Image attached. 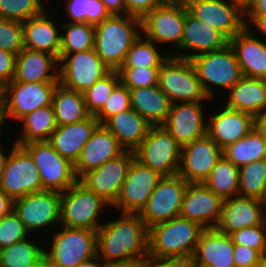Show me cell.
Masks as SVG:
<instances>
[{
  "mask_svg": "<svg viewBox=\"0 0 266 267\" xmlns=\"http://www.w3.org/2000/svg\"><path fill=\"white\" fill-rule=\"evenodd\" d=\"M118 215L97 230V255L104 262H141L149 254V229L139 214Z\"/></svg>",
  "mask_w": 266,
  "mask_h": 267,
  "instance_id": "6da1fadb",
  "label": "cell"
},
{
  "mask_svg": "<svg viewBox=\"0 0 266 267\" xmlns=\"http://www.w3.org/2000/svg\"><path fill=\"white\" fill-rule=\"evenodd\" d=\"M204 230L198 223L175 217L149 228V254L157 259L188 262Z\"/></svg>",
  "mask_w": 266,
  "mask_h": 267,
  "instance_id": "7a4b0ae2",
  "label": "cell"
},
{
  "mask_svg": "<svg viewBox=\"0 0 266 267\" xmlns=\"http://www.w3.org/2000/svg\"><path fill=\"white\" fill-rule=\"evenodd\" d=\"M141 34L140 18L127 14L110 15L95 25L94 50L112 71H118Z\"/></svg>",
  "mask_w": 266,
  "mask_h": 267,
  "instance_id": "3957f363",
  "label": "cell"
},
{
  "mask_svg": "<svg viewBox=\"0 0 266 267\" xmlns=\"http://www.w3.org/2000/svg\"><path fill=\"white\" fill-rule=\"evenodd\" d=\"M44 247L48 267H75L97 255V231L84 228L58 226ZM51 242V243H50ZM50 244V245H48Z\"/></svg>",
  "mask_w": 266,
  "mask_h": 267,
  "instance_id": "277c9868",
  "label": "cell"
},
{
  "mask_svg": "<svg viewBox=\"0 0 266 267\" xmlns=\"http://www.w3.org/2000/svg\"><path fill=\"white\" fill-rule=\"evenodd\" d=\"M108 207L109 211L107 202L77 180L61 193L60 226L97 231L105 221L101 214H107L104 210Z\"/></svg>",
  "mask_w": 266,
  "mask_h": 267,
  "instance_id": "5b68a950",
  "label": "cell"
},
{
  "mask_svg": "<svg viewBox=\"0 0 266 267\" xmlns=\"http://www.w3.org/2000/svg\"><path fill=\"white\" fill-rule=\"evenodd\" d=\"M158 86L172 104L212 101L203 91L190 59L170 55L160 66Z\"/></svg>",
  "mask_w": 266,
  "mask_h": 267,
  "instance_id": "8992f818",
  "label": "cell"
},
{
  "mask_svg": "<svg viewBox=\"0 0 266 267\" xmlns=\"http://www.w3.org/2000/svg\"><path fill=\"white\" fill-rule=\"evenodd\" d=\"M191 60L203 91L211 100L217 97L216 91L219 89L228 91L243 77L236 54L230 44L221 50L197 55Z\"/></svg>",
  "mask_w": 266,
  "mask_h": 267,
  "instance_id": "52a82bcc",
  "label": "cell"
},
{
  "mask_svg": "<svg viewBox=\"0 0 266 267\" xmlns=\"http://www.w3.org/2000/svg\"><path fill=\"white\" fill-rule=\"evenodd\" d=\"M182 147L162 126H151L147 136L134 150L135 159L161 176L178 174Z\"/></svg>",
  "mask_w": 266,
  "mask_h": 267,
  "instance_id": "ba28073f",
  "label": "cell"
},
{
  "mask_svg": "<svg viewBox=\"0 0 266 267\" xmlns=\"http://www.w3.org/2000/svg\"><path fill=\"white\" fill-rule=\"evenodd\" d=\"M59 82H16L3 87L2 113L8 120L18 121L27 113L52 104L53 93ZM7 120V122H6Z\"/></svg>",
  "mask_w": 266,
  "mask_h": 267,
  "instance_id": "9c48e42d",
  "label": "cell"
},
{
  "mask_svg": "<svg viewBox=\"0 0 266 267\" xmlns=\"http://www.w3.org/2000/svg\"><path fill=\"white\" fill-rule=\"evenodd\" d=\"M9 150L0 177V189L13 201L27 194L43 191L39 171L30 154L14 142Z\"/></svg>",
  "mask_w": 266,
  "mask_h": 267,
  "instance_id": "30bf717a",
  "label": "cell"
},
{
  "mask_svg": "<svg viewBox=\"0 0 266 267\" xmlns=\"http://www.w3.org/2000/svg\"><path fill=\"white\" fill-rule=\"evenodd\" d=\"M112 70L93 49L72 54H59V84L84 93Z\"/></svg>",
  "mask_w": 266,
  "mask_h": 267,
  "instance_id": "8fae6325",
  "label": "cell"
},
{
  "mask_svg": "<svg viewBox=\"0 0 266 267\" xmlns=\"http://www.w3.org/2000/svg\"><path fill=\"white\" fill-rule=\"evenodd\" d=\"M32 157L44 190L65 192L78 179L74 164L62 157L48 141L21 145Z\"/></svg>",
  "mask_w": 266,
  "mask_h": 267,
  "instance_id": "7c38bea8",
  "label": "cell"
},
{
  "mask_svg": "<svg viewBox=\"0 0 266 267\" xmlns=\"http://www.w3.org/2000/svg\"><path fill=\"white\" fill-rule=\"evenodd\" d=\"M60 200V192L43 190L14 200L13 210L30 235L40 231L42 236L43 229L60 225Z\"/></svg>",
  "mask_w": 266,
  "mask_h": 267,
  "instance_id": "4fadbf2b",
  "label": "cell"
},
{
  "mask_svg": "<svg viewBox=\"0 0 266 267\" xmlns=\"http://www.w3.org/2000/svg\"><path fill=\"white\" fill-rule=\"evenodd\" d=\"M185 19L186 7L167 2L141 19L142 35L158 46L169 44L174 49H178L179 52L173 50L170 55L180 58Z\"/></svg>",
  "mask_w": 266,
  "mask_h": 267,
  "instance_id": "5bb4252c",
  "label": "cell"
},
{
  "mask_svg": "<svg viewBox=\"0 0 266 267\" xmlns=\"http://www.w3.org/2000/svg\"><path fill=\"white\" fill-rule=\"evenodd\" d=\"M188 186L181 176H163L139 213L149 229L153 225L180 216L185 190Z\"/></svg>",
  "mask_w": 266,
  "mask_h": 267,
  "instance_id": "9a60e30c",
  "label": "cell"
},
{
  "mask_svg": "<svg viewBox=\"0 0 266 267\" xmlns=\"http://www.w3.org/2000/svg\"><path fill=\"white\" fill-rule=\"evenodd\" d=\"M162 177L158 172L134 158L118 198L112 206L117 211L115 213L139 214Z\"/></svg>",
  "mask_w": 266,
  "mask_h": 267,
  "instance_id": "2e32d148",
  "label": "cell"
},
{
  "mask_svg": "<svg viewBox=\"0 0 266 267\" xmlns=\"http://www.w3.org/2000/svg\"><path fill=\"white\" fill-rule=\"evenodd\" d=\"M134 158L133 151L125 150L116 158L85 173L79 181L95 195H98L107 202L112 208L118 198L121 186L127 177L129 166Z\"/></svg>",
  "mask_w": 266,
  "mask_h": 267,
  "instance_id": "e0dca14e",
  "label": "cell"
},
{
  "mask_svg": "<svg viewBox=\"0 0 266 267\" xmlns=\"http://www.w3.org/2000/svg\"><path fill=\"white\" fill-rule=\"evenodd\" d=\"M222 157V149L206 134L182 146L178 175L188 183H204Z\"/></svg>",
  "mask_w": 266,
  "mask_h": 267,
  "instance_id": "ac0fdd59",
  "label": "cell"
},
{
  "mask_svg": "<svg viewBox=\"0 0 266 267\" xmlns=\"http://www.w3.org/2000/svg\"><path fill=\"white\" fill-rule=\"evenodd\" d=\"M188 12L228 40L246 28L245 12L228 0H198L187 6Z\"/></svg>",
  "mask_w": 266,
  "mask_h": 267,
  "instance_id": "d6986e66",
  "label": "cell"
},
{
  "mask_svg": "<svg viewBox=\"0 0 266 267\" xmlns=\"http://www.w3.org/2000/svg\"><path fill=\"white\" fill-rule=\"evenodd\" d=\"M206 102L172 104L162 125L182 147L207 134Z\"/></svg>",
  "mask_w": 266,
  "mask_h": 267,
  "instance_id": "ffe728a7",
  "label": "cell"
},
{
  "mask_svg": "<svg viewBox=\"0 0 266 267\" xmlns=\"http://www.w3.org/2000/svg\"><path fill=\"white\" fill-rule=\"evenodd\" d=\"M223 200L204 183H188L180 217L198 223L204 229L215 228L221 217Z\"/></svg>",
  "mask_w": 266,
  "mask_h": 267,
  "instance_id": "44dd1931",
  "label": "cell"
},
{
  "mask_svg": "<svg viewBox=\"0 0 266 267\" xmlns=\"http://www.w3.org/2000/svg\"><path fill=\"white\" fill-rule=\"evenodd\" d=\"M220 107L207 116V135L224 149L249 134L255 125L253 115L230 109L224 104Z\"/></svg>",
  "mask_w": 266,
  "mask_h": 267,
  "instance_id": "7402d4cb",
  "label": "cell"
},
{
  "mask_svg": "<svg viewBox=\"0 0 266 267\" xmlns=\"http://www.w3.org/2000/svg\"><path fill=\"white\" fill-rule=\"evenodd\" d=\"M228 44L229 40L220 31L192 16L186 7L180 58L191 60L197 55L221 50Z\"/></svg>",
  "mask_w": 266,
  "mask_h": 267,
  "instance_id": "603a6c76",
  "label": "cell"
},
{
  "mask_svg": "<svg viewBox=\"0 0 266 267\" xmlns=\"http://www.w3.org/2000/svg\"><path fill=\"white\" fill-rule=\"evenodd\" d=\"M125 149L118 139L102 124L92 133L74 164V172L79 180L85 173L96 169L105 162L121 155Z\"/></svg>",
  "mask_w": 266,
  "mask_h": 267,
  "instance_id": "cb8c5ba5",
  "label": "cell"
},
{
  "mask_svg": "<svg viewBox=\"0 0 266 267\" xmlns=\"http://www.w3.org/2000/svg\"><path fill=\"white\" fill-rule=\"evenodd\" d=\"M265 220L260 199L238 195L223 201L221 217L215 228L230 235L245 227L261 225Z\"/></svg>",
  "mask_w": 266,
  "mask_h": 267,
  "instance_id": "d4e9b609",
  "label": "cell"
},
{
  "mask_svg": "<svg viewBox=\"0 0 266 267\" xmlns=\"http://www.w3.org/2000/svg\"><path fill=\"white\" fill-rule=\"evenodd\" d=\"M234 244L230 235L216 228L204 229L199 237L190 266L235 267Z\"/></svg>",
  "mask_w": 266,
  "mask_h": 267,
  "instance_id": "484cf974",
  "label": "cell"
},
{
  "mask_svg": "<svg viewBox=\"0 0 266 267\" xmlns=\"http://www.w3.org/2000/svg\"><path fill=\"white\" fill-rule=\"evenodd\" d=\"M242 75L266 80V41L255 36L247 27L229 40Z\"/></svg>",
  "mask_w": 266,
  "mask_h": 267,
  "instance_id": "4316f807",
  "label": "cell"
},
{
  "mask_svg": "<svg viewBox=\"0 0 266 267\" xmlns=\"http://www.w3.org/2000/svg\"><path fill=\"white\" fill-rule=\"evenodd\" d=\"M23 22L24 47L42 51L59 59L61 48V24H57L49 9Z\"/></svg>",
  "mask_w": 266,
  "mask_h": 267,
  "instance_id": "83f0119b",
  "label": "cell"
},
{
  "mask_svg": "<svg viewBox=\"0 0 266 267\" xmlns=\"http://www.w3.org/2000/svg\"><path fill=\"white\" fill-rule=\"evenodd\" d=\"M16 82H59V59L46 52L23 48L16 55Z\"/></svg>",
  "mask_w": 266,
  "mask_h": 267,
  "instance_id": "f1b7e54d",
  "label": "cell"
},
{
  "mask_svg": "<svg viewBox=\"0 0 266 267\" xmlns=\"http://www.w3.org/2000/svg\"><path fill=\"white\" fill-rule=\"evenodd\" d=\"M98 125L96 117L90 115L80 122L57 126L48 142L62 157L75 164Z\"/></svg>",
  "mask_w": 266,
  "mask_h": 267,
  "instance_id": "f546056e",
  "label": "cell"
},
{
  "mask_svg": "<svg viewBox=\"0 0 266 267\" xmlns=\"http://www.w3.org/2000/svg\"><path fill=\"white\" fill-rule=\"evenodd\" d=\"M223 101L226 107L255 117L266 107V80L243 76L227 91Z\"/></svg>",
  "mask_w": 266,
  "mask_h": 267,
  "instance_id": "4dcf8cb0",
  "label": "cell"
},
{
  "mask_svg": "<svg viewBox=\"0 0 266 267\" xmlns=\"http://www.w3.org/2000/svg\"><path fill=\"white\" fill-rule=\"evenodd\" d=\"M102 125L118 139L125 150L133 152L151 128V125L133 108L111 116Z\"/></svg>",
  "mask_w": 266,
  "mask_h": 267,
  "instance_id": "1f68e13d",
  "label": "cell"
},
{
  "mask_svg": "<svg viewBox=\"0 0 266 267\" xmlns=\"http://www.w3.org/2000/svg\"><path fill=\"white\" fill-rule=\"evenodd\" d=\"M130 90L131 108L151 126L163 125L172 103L158 85Z\"/></svg>",
  "mask_w": 266,
  "mask_h": 267,
  "instance_id": "d6a6232c",
  "label": "cell"
},
{
  "mask_svg": "<svg viewBox=\"0 0 266 267\" xmlns=\"http://www.w3.org/2000/svg\"><path fill=\"white\" fill-rule=\"evenodd\" d=\"M18 122L22 123L21 129L15 133L19 136H15L16 138L13 140H15V144L20 146L31 142L49 141L57 127L52 104L27 113Z\"/></svg>",
  "mask_w": 266,
  "mask_h": 267,
  "instance_id": "836d02e7",
  "label": "cell"
},
{
  "mask_svg": "<svg viewBox=\"0 0 266 267\" xmlns=\"http://www.w3.org/2000/svg\"><path fill=\"white\" fill-rule=\"evenodd\" d=\"M37 241L34 240V235H30L1 249L0 267H41L45 263V244L44 241L40 242V239Z\"/></svg>",
  "mask_w": 266,
  "mask_h": 267,
  "instance_id": "e575fe53",
  "label": "cell"
},
{
  "mask_svg": "<svg viewBox=\"0 0 266 267\" xmlns=\"http://www.w3.org/2000/svg\"><path fill=\"white\" fill-rule=\"evenodd\" d=\"M57 126L80 122L90 116L83 93L58 84L52 97Z\"/></svg>",
  "mask_w": 266,
  "mask_h": 267,
  "instance_id": "d590c367",
  "label": "cell"
},
{
  "mask_svg": "<svg viewBox=\"0 0 266 267\" xmlns=\"http://www.w3.org/2000/svg\"><path fill=\"white\" fill-rule=\"evenodd\" d=\"M222 154L225 159L240 168L245 164L265 159L266 139L254 128L242 139L222 149Z\"/></svg>",
  "mask_w": 266,
  "mask_h": 267,
  "instance_id": "8d00e7d4",
  "label": "cell"
},
{
  "mask_svg": "<svg viewBox=\"0 0 266 267\" xmlns=\"http://www.w3.org/2000/svg\"><path fill=\"white\" fill-rule=\"evenodd\" d=\"M204 184L223 201L239 195V167L222 157Z\"/></svg>",
  "mask_w": 266,
  "mask_h": 267,
  "instance_id": "74e56055",
  "label": "cell"
},
{
  "mask_svg": "<svg viewBox=\"0 0 266 267\" xmlns=\"http://www.w3.org/2000/svg\"><path fill=\"white\" fill-rule=\"evenodd\" d=\"M61 23V48L59 54H72L94 48V25L88 23Z\"/></svg>",
  "mask_w": 266,
  "mask_h": 267,
  "instance_id": "f35d334b",
  "label": "cell"
},
{
  "mask_svg": "<svg viewBox=\"0 0 266 267\" xmlns=\"http://www.w3.org/2000/svg\"><path fill=\"white\" fill-rule=\"evenodd\" d=\"M165 54L158 45L141 34L127 52L121 68L160 67L170 52Z\"/></svg>",
  "mask_w": 266,
  "mask_h": 267,
  "instance_id": "ab89813d",
  "label": "cell"
},
{
  "mask_svg": "<svg viewBox=\"0 0 266 267\" xmlns=\"http://www.w3.org/2000/svg\"><path fill=\"white\" fill-rule=\"evenodd\" d=\"M64 1V0H63ZM65 13L69 23L97 25L110 16L101 0H65Z\"/></svg>",
  "mask_w": 266,
  "mask_h": 267,
  "instance_id": "60d3db41",
  "label": "cell"
},
{
  "mask_svg": "<svg viewBox=\"0 0 266 267\" xmlns=\"http://www.w3.org/2000/svg\"><path fill=\"white\" fill-rule=\"evenodd\" d=\"M266 189V161L257 160L239 168V195L261 199Z\"/></svg>",
  "mask_w": 266,
  "mask_h": 267,
  "instance_id": "b9f144b4",
  "label": "cell"
},
{
  "mask_svg": "<svg viewBox=\"0 0 266 267\" xmlns=\"http://www.w3.org/2000/svg\"><path fill=\"white\" fill-rule=\"evenodd\" d=\"M119 83L120 76L118 71H111L83 93L86 108L90 115L95 116L102 109L106 100Z\"/></svg>",
  "mask_w": 266,
  "mask_h": 267,
  "instance_id": "7bdbcfd3",
  "label": "cell"
},
{
  "mask_svg": "<svg viewBox=\"0 0 266 267\" xmlns=\"http://www.w3.org/2000/svg\"><path fill=\"white\" fill-rule=\"evenodd\" d=\"M46 8L43 0H0V18L25 22Z\"/></svg>",
  "mask_w": 266,
  "mask_h": 267,
  "instance_id": "ee69618b",
  "label": "cell"
},
{
  "mask_svg": "<svg viewBox=\"0 0 266 267\" xmlns=\"http://www.w3.org/2000/svg\"><path fill=\"white\" fill-rule=\"evenodd\" d=\"M160 67L120 68V82L129 89L158 85Z\"/></svg>",
  "mask_w": 266,
  "mask_h": 267,
  "instance_id": "f6af8a7d",
  "label": "cell"
},
{
  "mask_svg": "<svg viewBox=\"0 0 266 267\" xmlns=\"http://www.w3.org/2000/svg\"><path fill=\"white\" fill-rule=\"evenodd\" d=\"M130 108V90L120 82L95 117L99 124H103L111 116Z\"/></svg>",
  "mask_w": 266,
  "mask_h": 267,
  "instance_id": "bcb514c9",
  "label": "cell"
},
{
  "mask_svg": "<svg viewBox=\"0 0 266 267\" xmlns=\"http://www.w3.org/2000/svg\"><path fill=\"white\" fill-rule=\"evenodd\" d=\"M23 48L22 22L0 18V49L17 55Z\"/></svg>",
  "mask_w": 266,
  "mask_h": 267,
  "instance_id": "7dc6e473",
  "label": "cell"
},
{
  "mask_svg": "<svg viewBox=\"0 0 266 267\" xmlns=\"http://www.w3.org/2000/svg\"><path fill=\"white\" fill-rule=\"evenodd\" d=\"M29 236L30 233L14 210L0 219V250Z\"/></svg>",
  "mask_w": 266,
  "mask_h": 267,
  "instance_id": "c3c4849f",
  "label": "cell"
},
{
  "mask_svg": "<svg viewBox=\"0 0 266 267\" xmlns=\"http://www.w3.org/2000/svg\"><path fill=\"white\" fill-rule=\"evenodd\" d=\"M230 237L233 244L248 246L266 256V220L261 225L236 230Z\"/></svg>",
  "mask_w": 266,
  "mask_h": 267,
  "instance_id": "681fc988",
  "label": "cell"
},
{
  "mask_svg": "<svg viewBox=\"0 0 266 267\" xmlns=\"http://www.w3.org/2000/svg\"><path fill=\"white\" fill-rule=\"evenodd\" d=\"M233 255L235 267H259L264 257L258 250L238 244H234Z\"/></svg>",
  "mask_w": 266,
  "mask_h": 267,
  "instance_id": "f907efd6",
  "label": "cell"
},
{
  "mask_svg": "<svg viewBox=\"0 0 266 267\" xmlns=\"http://www.w3.org/2000/svg\"><path fill=\"white\" fill-rule=\"evenodd\" d=\"M126 14L142 19L150 11L167 3V0H125Z\"/></svg>",
  "mask_w": 266,
  "mask_h": 267,
  "instance_id": "816d5d0a",
  "label": "cell"
},
{
  "mask_svg": "<svg viewBox=\"0 0 266 267\" xmlns=\"http://www.w3.org/2000/svg\"><path fill=\"white\" fill-rule=\"evenodd\" d=\"M16 55L0 49V85L4 87L15 76Z\"/></svg>",
  "mask_w": 266,
  "mask_h": 267,
  "instance_id": "f5cc1de1",
  "label": "cell"
},
{
  "mask_svg": "<svg viewBox=\"0 0 266 267\" xmlns=\"http://www.w3.org/2000/svg\"><path fill=\"white\" fill-rule=\"evenodd\" d=\"M245 22H246L247 29H249L255 36L262 34L263 38H266V14L245 15ZM251 27H254V28H251ZM257 32H259V34Z\"/></svg>",
  "mask_w": 266,
  "mask_h": 267,
  "instance_id": "db71d44e",
  "label": "cell"
},
{
  "mask_svg": "<svg viewBox=\"0 0 266 267\" xmlns=\"http://www.w3.org/2000/svg\"><path fill=\"white\" fill-rule=\"evenodd\" d=\"M141 267H190V264L185 261L157 259L147 256L141 261Z\"/></svg>",
  "mask_w": 266,
  "mask_h": 267,
  "instance_id": "11a10c76",
  "label": "cell"
},
{
  "mask_svg": "<svg viewBox=\"0 0 266 267\" xmlns=\"http://www.w3.org/2000/svg\"><path fill=\"white\" fill-rule=\"evenodd\" d=\"M110 15L126 14L125 0H101Z\"/></svg>",
  "mask_w": 266,
  "mask_h": 267,
  "instance_id": "9f6ffc18",
  "label": "cell"
},
{
  "mask_svg": "<svg viewBox=\"0 0 266 267\" xmlns=\"http://www.w3.org/2000/svg\"><path fill=\"white\" fill-rule=\"evenodd\" d=\"M13 210V200L0 189V219Z\"/></svg>",
  "mask_w": 266,
  "mask_h": 267,
  "instance_id": "6f0895ef",
  "label": "cell"
},
{
  "mask_svg": "<svg viewBox=\"0 0 266 267\" xmlns=\"http://www.w3.org/2000/svg\"><path fill=\"white\" fill-rule=\"evenodd\" d=\"M266 14V0H255L245 12V15H264Z\"/></svg>",
  "mask_w": 266,
  "mask_h": 267,
  "instance_id": "680465c9",
  "label": "cell"
},
{
  "mask_svg": "<svg viewBox=\"0 0 266 267\" xmlns=\"http://www.w3.org/2000/svg\"><path fill=\"white\" fill-rule=\"evenodd\" d=\"M255 129L266 139V111H262L254 117Z\"/></svg>",
  "mask_w": 266,
  "mask_h": 267,
  "instance_id": "91938a15",
  "label": "cell"
},
{
  "mask_svg": "<svg viewBox=\"0 0 266 267\" xmlns=\"http://www.w3.org/2000/svg\"><path fill=\"white\" fill-rule=\"evenodd\" d=\"M99 267H141V262H104L101 261Z\"/></svg>",
  "mask_w": 266,
  "mask_h": 267,
  "instance_id": "94428289",
  "label": "cell"
},
{
  "mask_svg": "<svg viewBox=\"0 0 266 267\" xmlns=\"http://www.w3.org/2000/svg\"><path fill=\"white\" fill-rule=\"evenodd\" d=\"M100 263L101 259L96 255L89 260L79 263L75 267H99Z\"/></svg>",
  "mask_w": 266,
  "mask_h": 267,
  "instance_id": "6125c7cd",
  "label": "cell"
},
{
  "mask_svg": "<svg viewBox=\"0 0 266 267\" xmlns=\"http://www.w3.org/2000/svg\"><path fill=\"white\" fill-rule=\"evenodd\" d=\"M232 4L237 5L240 7L244 12H246L249 7L254 3L255 0H228Z\"/></svg>",
  "mask_w": 266,
  "mask_h": 267,
  "instance_id": "be15d7a7",
  "label": "cell"
},
{
  "mask_svg": "<svg viewBox=\"0 0 266 267\" xmlns=\"http://www.w3.org/2000/svg\"><path fill=\"white\" fill-rule=\"evenodd\" d=\"M4 143L0 144V177L2 176L3 170H4V166H5V162L6 159L8 157L9 151L6 150V148H3ZM5 150V152H4Z\"/></svg>",
  "mask_w": 266,
  "mask_h": 267,
  "instance_id": "e7e4bbea",
  "label": "cell"
},
{
  "mask_svg": "<svg viewBox=\"0 0 266 267\" xmlns=\"http://www.w3.org/2000/svg\"><path fill=\"white\" fill-rule=\"evenodd\" d=\"M195 1H198V0H167L168 3L178 4V5H181L183 7H187Z\"/></svg>",
  "mask_w": 266,
  "mask_h": 267,
  "instance_id": "03108f58",
  "label": "cell"
},
{
  "mask_svg": "<svg viewBox=\"0 0 266 267\" xmlns=\"http://www.w3.org/2000/svg\"><path fill=\"white\" fill-rule=\"evenodd\" d=\"M4 126L6 127L5 121H4V116H3V113H2V109L0 108V139H1L2 134L4 133L3 130H5V129H3ZM1 143L2 142H0V144Z\"/></svg>",
  "mask_w": 266,
  "mask_h": 267,
  "instance_id": "003e7915",
  "label": "cell"
},
{
  "mask_svg": "<svg viewBox=\"0 0 266 267\" xmlns=\"http://www.w3.org/2000/svg\"><path fill=\"white\" fill-rule=\"evenodd\" d=\"M260 200H261V204L263 205V209H264V212L266 215V189H265L264 194Z\"/></svg>",
  "mask_w": 266,
  "mask_h": 267,
  "instance_id": "a7ac6f4b",
  "label": "cell"
},
{
  "mask_svg": "<svg viewBox=\"0 0 266 267\" xmlns=\"http://www.w3.org/2000/svg\"><path fill=\"white\" fill-rule=\"evenodd\" d=\"M2 93H3V87L0 85V108L2 107Z\"/></svg>",
  "mask_w": 266,
  "mask_h": 267,
  "instance_id": "89a4df30",
  "label": "cell"
},
{
  "mask_svg": "<svg viewBox=\"0 0 266 267\" xmlns=\"http://www.w3.org/2000/svg\"><path fill=\"white\" fill-rule=\"evenodd\" d=\"M259 267H266V256L263 257L261 265Z\"/></svg>",
  "mask_w": 266,
  "mask_h": 267,
  "instance_id": "2644e50d",
  "label": "cell"
},
{
  "mask_svg": "<svg viewBox=\"0 0 266 267\" xmlns=\"http://www.w3.org/2000/svg\"><path fill=\"white\" fill-rule=\"evenodd\" d=\"M190 267H215V266H190Z\"/></svg>",
  "mask_w": 266,
  "mask_h": 267,
  "instance_id": "8c879c8a",
  "label": "cell"
},
{
  "mask_svg": "<svg viewBox=\"0 0 266 267\" xmlns=\"http://www.w3.org/2000/svg\"><path fill=\"white\" fill-rule=\"evenodd\" d=\"M41 267H48L45 263Z\"/></svg>",
  "mask_w": 266,
  "mask_h": 267,
  "instance_id": "753ad0ef",
  "label": "cell"
}]
</instances>
